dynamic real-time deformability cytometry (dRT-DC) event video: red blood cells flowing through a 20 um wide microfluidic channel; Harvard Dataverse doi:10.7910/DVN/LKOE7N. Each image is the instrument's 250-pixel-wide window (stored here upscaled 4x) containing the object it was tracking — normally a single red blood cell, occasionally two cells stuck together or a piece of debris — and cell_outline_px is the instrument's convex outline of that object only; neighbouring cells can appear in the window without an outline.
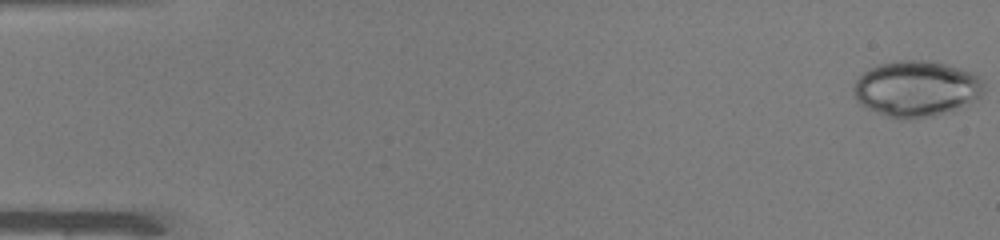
{"species": "common noctule bat (a hibernating species)", "species_latin": "Nyctalus noctula", "temperature_condition": "warm", "stored_images_in_passage": 48, "camera_frame_rate_fps": 3000, "um_per_image_px": 0.085, "animal": {"sex": "male", "body_mass_g": 19.0, "forearm_length_mm": 50.8}, "frame": {"image": 1, "passage_image": 1, "time_ms": 0.0, "image_size_px": [1000, 240], "cell_outline_px": [[984, 92], [976, 100], [952, 112], [932, 116], [908, 120], [900, 120], [888, 116], [868, 108], [860, 104], [856, 100], [852, 92], [852, 88], [856, 80], [868, 68], [880, 64], [896, 60], [928, 60], [960, 68], [972, 72], [984, 80]], "centroid_in_image_um": [77.9, 7.55], "position_along_channel_um": 7.1, "area_um2": 43.0}}
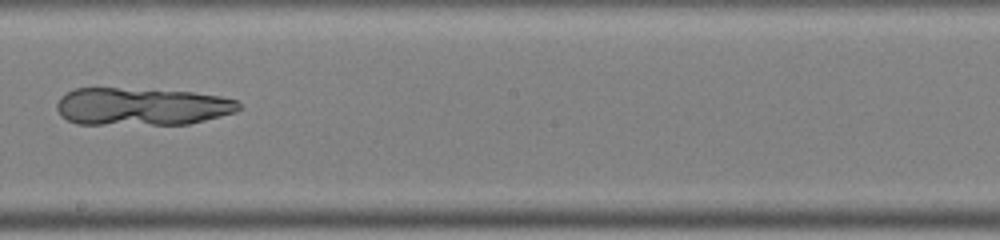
{"frame": {"image": 2, "passage_image": 29, "time_ms": 9.333, "image_size_px": [1000, 240], "cell_outline_px": [[240, 108], [236, 112], [188, 124], [76, 124], [60, 116], [56, 108], [56, 104], [60, 96], [76, 88], [116, 88], [192, 92], [220, 96], [236, 100], [240, 104]], "centroid_in_image_um": [12.01, 9.06], "position_along_channel_um": 236.2, "area_um2": 39.88}}
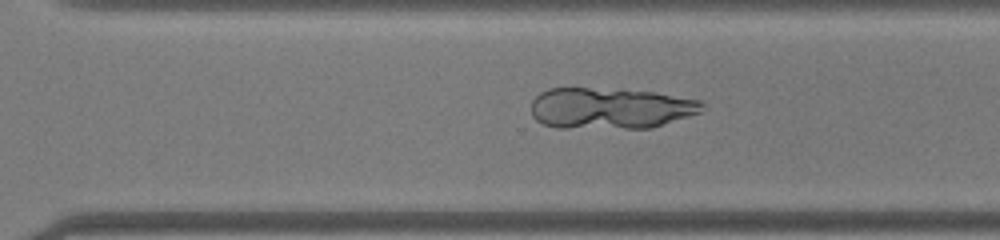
{"frame": {"image": 3, "passage_image": 35, "time_ms": 11.333, "image_size_px": [1000, 240], "cell_outline_px": [[704, 104], [700, 112], [652, 128], [556, 128], [544, 124], [536, 120], [532, 116], [532, 100], [540, 92], [548, 88], [588, 88], [652, 92], [700, 100]], "centroid_in_image_um": [51.83, 9.21], "position_along_channel_um": 318.8, "area_um2": 40.86}}